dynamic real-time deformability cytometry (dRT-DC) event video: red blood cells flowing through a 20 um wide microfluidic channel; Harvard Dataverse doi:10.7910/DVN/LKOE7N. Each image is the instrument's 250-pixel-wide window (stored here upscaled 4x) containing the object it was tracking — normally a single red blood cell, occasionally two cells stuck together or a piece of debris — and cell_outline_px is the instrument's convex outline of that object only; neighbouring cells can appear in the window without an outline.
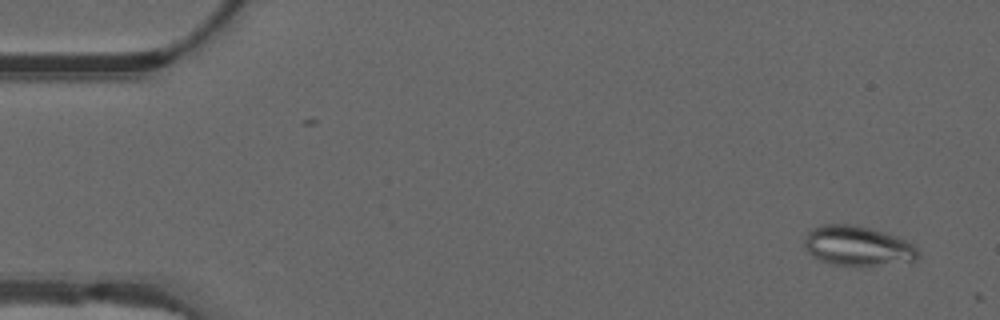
{"species": "common noctule bat (a hibernating species)", "species_latin": "Nyctalus noctula", "temperature_condition": "warm", "stored_images_in_passage": 16, "camera_frame_rate_fps": 3000, "um_per_image_px": 0.085, "animal": {"sex": "male", "forearm_length_mm": 52.5}, "frame": {"image": 1, "passage_image": 3, "time_ms": 0.667, "image_size_px": [1000, 320], "cell_outline_px": [[920, 256], [916, 260], [872, 264], [832, 264], [820, 260], [812, 256], [804, 248], [804, 240], [808, 232], [812, 228], [820, 224], [848, 224], [868, 228], [884, 232], [896, 236], [912, 244], [920, 252]], "centroid_in_image_um": [72.84, 20.87], "position_along_channel_um": 12.2, "area_um2": 25.78}}